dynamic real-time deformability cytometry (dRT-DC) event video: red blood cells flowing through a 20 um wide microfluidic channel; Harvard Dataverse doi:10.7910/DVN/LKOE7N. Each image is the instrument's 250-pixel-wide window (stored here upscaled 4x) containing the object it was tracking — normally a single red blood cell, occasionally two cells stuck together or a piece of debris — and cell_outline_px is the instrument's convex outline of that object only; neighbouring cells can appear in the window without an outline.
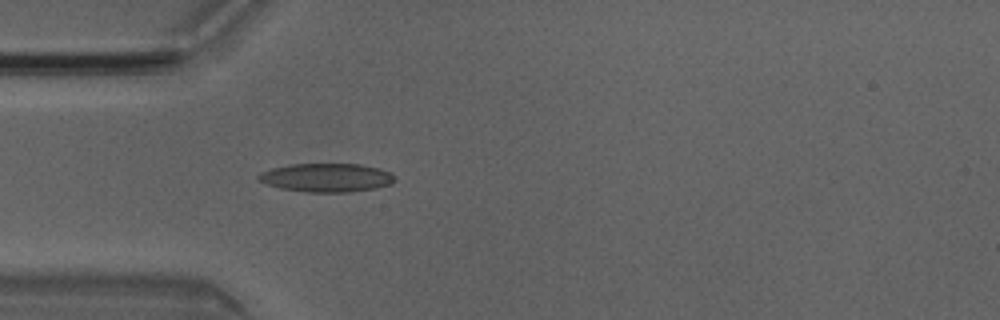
{"species": "Egyptian fruit bat (a non-hibernating species)", "species_latin": "Rousettus aegyptiacus", "temperature_condition": "room temperature", "stored_images_in_passage": 4, "camera_frame_rate_fps": 3000, "um_per_image_px": 0.085, "animal": {"sex": "male"}, "frame": {"image": 1, "passage_image": 4, "time_ms": 1.0, "image_size_px": [1000, 320], "cell_outline_px": [[396, 180], [392, 184], [376, 188], [348, 192], [308, 192], [280, 188], [264, 184], [256, 180], [256, 176], [260, 172], [272, 168], [292, 164], [360, 164], [380, 168], [392, 172], [396, 176]], "centroid_in_image_um": [27.76, 15.1], "position_along_channel_um": 57.2, "area_um2": 23.06}}